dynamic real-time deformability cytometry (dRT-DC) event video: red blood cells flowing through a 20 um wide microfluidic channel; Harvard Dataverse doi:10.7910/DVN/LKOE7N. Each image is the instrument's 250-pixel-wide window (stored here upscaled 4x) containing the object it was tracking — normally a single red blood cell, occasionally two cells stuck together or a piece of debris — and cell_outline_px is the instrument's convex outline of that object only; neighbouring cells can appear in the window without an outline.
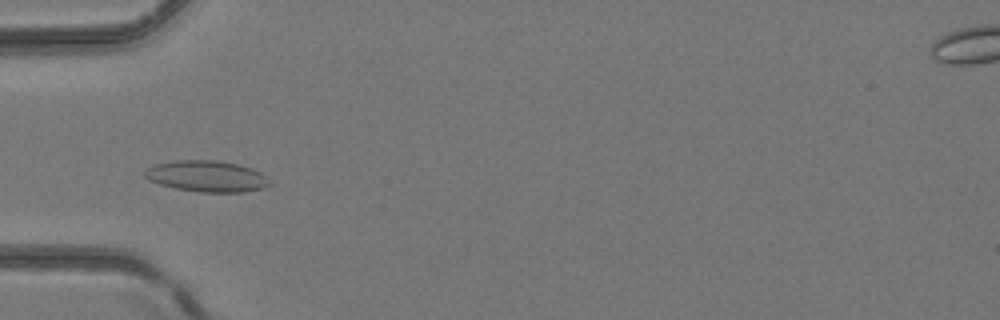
{"species": "common noctule bat (a hibernating species)", "species_latin": "Nyctalus noctula", "temperature_condition": "room temperature", "stored_images_in_passage": 5, "camera_frame_rate_fps": 3000, "um_per_image_px": 0.085, "animal": {"sex": "female", "body_mass_g": 24.6, "forearm_length_mm": 56.2}, "frame": {"image": 1, "passage_image": 4, "time_ms": 1.0, "image_size_px": [1000, 320], "cell_outline_px": [[272, 184], [264, 188], [244, 192], [200, 192], [176, 188], [160, 184], [148, 180], [144, 176], [144, 172], [152, 164], [176, 160], [216, 160], [240, 164], [252, 168], [260, 172]], "centroid_in_image_um": [17.57, 14.97], "position_along_channel_um": 67.4, "area_um2": 22.83}}
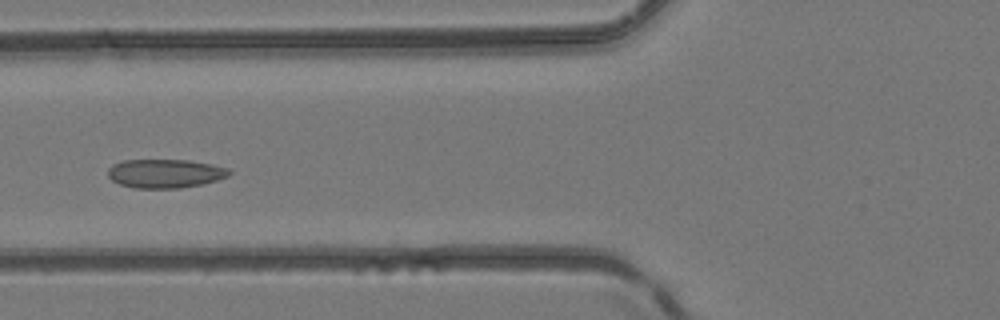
{"frame": {"image": 2, "passage_image": 5, "time_ms": 1.333, "image_size_px": [1000, 320], "cell_outline_px": [[232, 172], [228, 176], [204, 184], [180, 188], [136, 188], [120, 184], [112, 180], [108, 176], [108, 168], [112, 164], [124, 160], [188, 160], [212, 164], [228, 168]], "centroid_in_image_um": [14.04, 14.74], "position_along_channel_um": 111.8, "area_um2": 20.4}}